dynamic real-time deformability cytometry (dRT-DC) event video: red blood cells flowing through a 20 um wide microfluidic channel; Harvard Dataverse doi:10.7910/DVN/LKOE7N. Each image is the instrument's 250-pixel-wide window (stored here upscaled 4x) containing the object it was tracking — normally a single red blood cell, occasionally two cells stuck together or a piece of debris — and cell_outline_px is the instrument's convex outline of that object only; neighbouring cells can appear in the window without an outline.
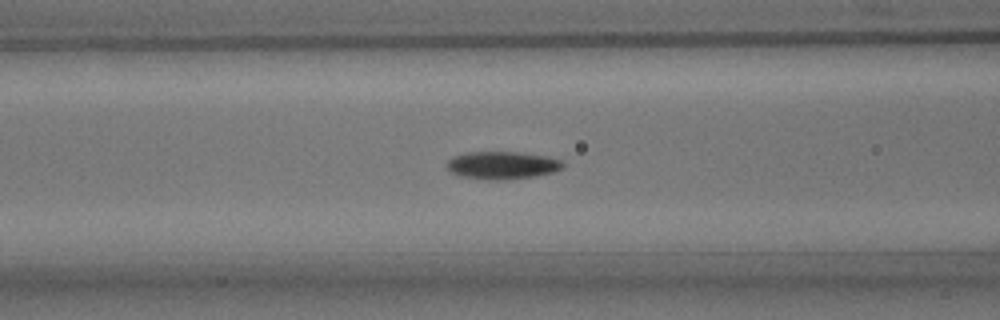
{"species": "common noctule bat (a hibernating species)", "species_latin": "Nyctalus noctula", "temperature_condition": "room temperature", "stored_images_in_passage": 41, "camera_frame_rate_fps": 3000, "um_per_image_px": 0.085, "animal": {"sex": "male", "body_mass_g": 15.6}, "frame": {"image": 1, "passage_image": 9, "time_ms": 2.667, "image_size_px": [1000, 320], "cell_outline_px": [[564, 168], [552, 172], [532, 176], [496, 180], [488, 180], [460, 176], [452, 172], [444, 164], [452, 156], [468, 152], [520, 152], [544, 156], [560, 160], [564, 164]], "centroid_in_image_um": [42.64, 14.04], "position_along_channel_um": 124.0, "area_um2": 18.55}}
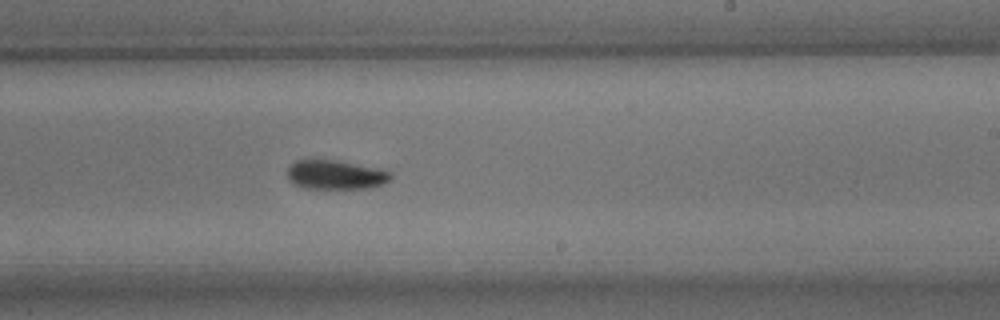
{"frame": {"image": 2, "passage_image": 20, "time_ms": 6.333, "image_size_px": [1000, 320], "cell_outline_px": [[392, 176], [384, 184], [372, 188], [308, 188], [292, 184], [288, 180], [288, 168], [296, 160], [336, 160], [380, 168], [392, 172]], "centroid_in_image_um": [28.55, 14.85], "position_along_channel_um": 260.4, "area_um2": 17.63}}
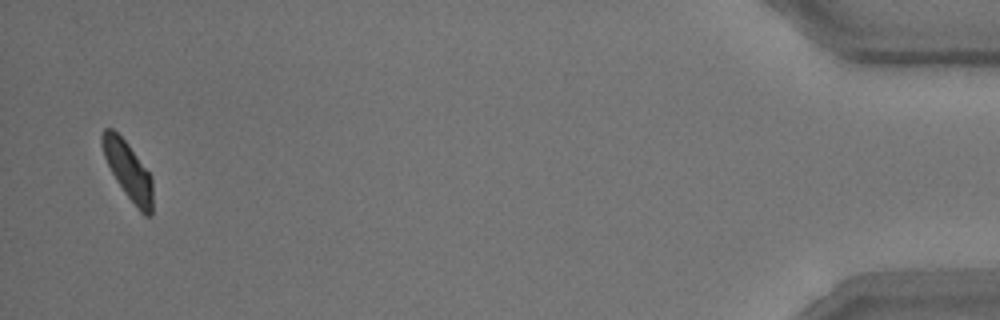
{"frame": {"image": 3, "passage_image": 40, "time_ms": 13.0, "image_size_px": [1000, 320], "cell_outline_px": [[152, 216], [144, 216], [136, 208], [124, 192], [116, 180], [104, 156], [100, 144], [100, 136], [104, 128], [112, 128], [128, 144], [152, 176]], "centroid_in_image_um": [10.89, 14.51], "position_along_channel_um": 424.3, "area_um2": 17.05}}